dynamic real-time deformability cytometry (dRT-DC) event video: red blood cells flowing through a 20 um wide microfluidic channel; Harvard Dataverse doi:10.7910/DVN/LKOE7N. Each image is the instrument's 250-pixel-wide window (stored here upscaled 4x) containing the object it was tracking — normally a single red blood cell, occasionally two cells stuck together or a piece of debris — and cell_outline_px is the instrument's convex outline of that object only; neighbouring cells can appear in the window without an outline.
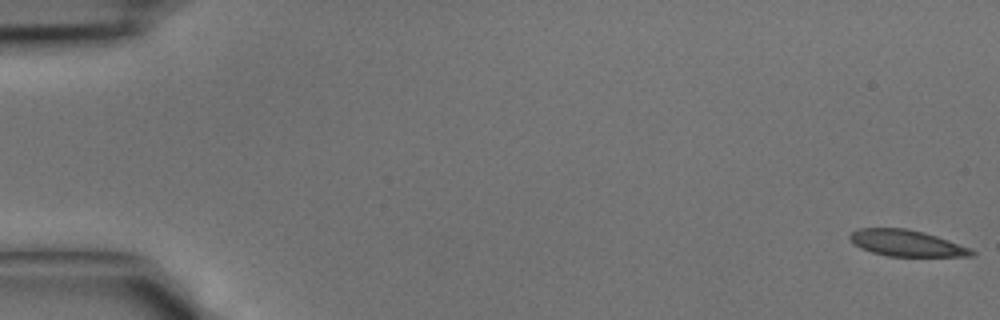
{"species": "common noctule bat (a hibernating species)", "species_latin": "Nyctalus noctula", "temperature_condition": "cold", "stored_images_in_passage": 42, "camera_frame_rate_fps": 3000, "um_per_image_px": 0.085, "animal": {"sex": "male", "body_mass_g": 15.6}, "frame": {"image": 1, "passage_image": 1, "time_ms": 0.0, "image_size_px": [1000, 320], "cell_outline_px": [[976, 252], [972, 256], [888, 256], [872, 252], [860, 248], [848, 236], [852, 232], [860, 228], [908, 228], [924, 232], [948, 240], [968, 248]], "centroid_in_image_um": [77.04, 20.66], "position_along_channel_um": 8.0, "area_um2": 18.38}}
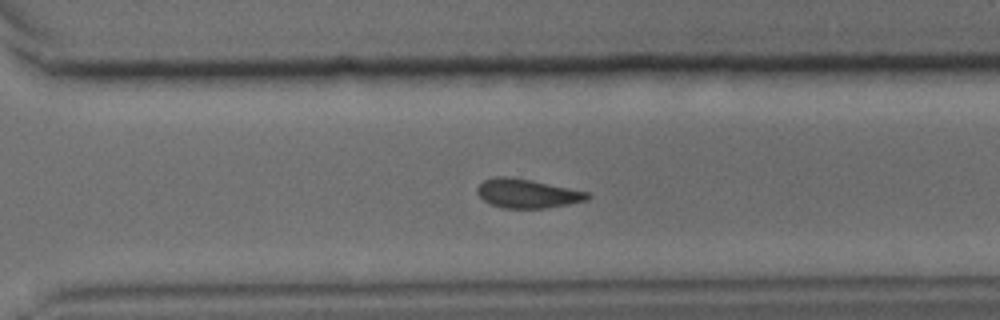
{"frame": {"image": 2, "passage_image": 30, "time_ms": 9.667, "image_size_px": [1000, 320], "cell_outline_px": [[592, 196], [588, 200], [568, 204], [544, 208], [504, 208], [488, 204], [476, 192], [476, 188], [484, 180], [496, 176], [508, 176], [592, 192]], "centroid_in_image_um": [44.84, 16.45], "position_along_channel_um": 325.8, "area_um2": 18.73}}
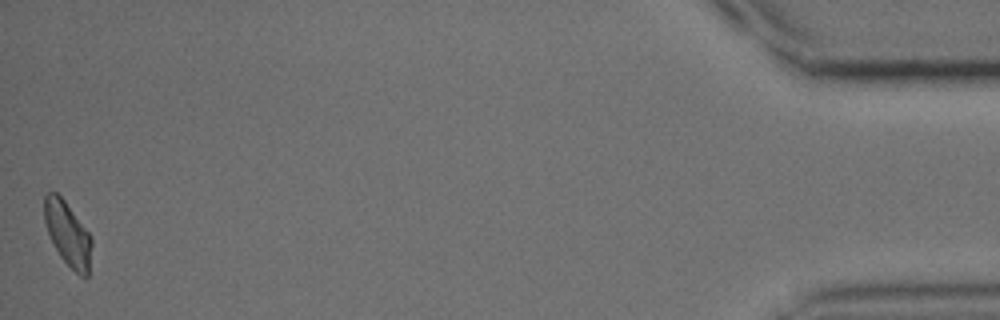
{"frame": {"image": 3, "passage_image": 42, "time_ms": 13.667, "image_size_px": [1000, 320], "cell_outline_px": [[92, 244], [88, 276], [84, 280], [60, 256], [48, 232], [44, 220], [44, 196], [48, 192], [56, 192], [64, 200], [92, 236]], "centroid_in_image_um": [5.78, 19.88], "position_along_channel_um": 429.4, "area_um2": 17.57}}